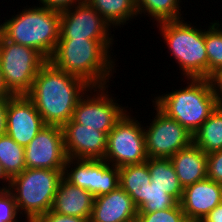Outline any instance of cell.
<instances>
[{
  "instance_id": "603a6c76",
  "label": "cell",
  "mask_w": 222,
  "mask_h": 222,
  "mask_svg": "<svg viewBox=\"0 0 222 222\" xmlns=\"http://www.w3.org/2000/svg\"><path fill=\"white\" fill-rule=\"evenodd\" d=\"M193 143L206 154L222 150V105L193 134Z\"/></svg>"
},
{
  "instance_id": "7a4b0ae2",
  "label": "cell",
  "mask_w": 222,
  "mask_h": 222,
  "mask_svg": "<svg viewBox=\"0 0 222 222\" xmlns=\"http://www.w3.org/2000/svg\"><path fill=\"white\" fill-rule=\"evenodd\" d=\"M113 41L59 38L49 61L65 73L83 79L90 86L110 85L108 82L116 73L117 61L110 53Z\"/></svg>"
},
{
  "instance_id": "f1b7e54d",
  "label": "cell",
  "mask_w": 222,
  "mask_h": 222,
  "mask_svg": "<svg viewBox=\"0 0 222 222\" xmlns=\"http://www.w3.org/2000/svg\"><path fill=\"white\" fill-rule=\"evenodd\" d=\"M18 216L21 217L12 193L8 189L0 190V222H19Z\"/></svg>"
},
{
  "instance_id": "5bb4252c",
  "label": "cell",
  "mask_w": 222,
  "mask_h": 222,
  "mask_svg": "<svg viewBox=\"0 0 222 222\" xmlns=\"http://www.w3.org/2000/svg\"><path fill=\"white\" fill-rule=\"evenodd\" d=\"M45 125L34 103L26 95L8 98L6 134L19 145L26 147Z\"/></svg>"
},
{
  "instance_id": "ffe728a7",
  "label": "cell",
  "mask_w": 222,
  "mask_h": 222,
  "mask_svg": "<svg viewBox=\"0 0 222 222\" xmlns=\"http://www.w3.org/2000/svg\"><path fill=\"white\" fill-rule=\"evenodd\" d=\"M150 183L148 159L140 164L119 168V186L129 194L137 210L146 203V191Z\"/></svg>"
},
{
  "instance_id": "484cf974",
  "label": "cell",
  "mask_w": 222,
  "mask_h": 222,
  "mask_svg": "<svg viewBox=\"0 0 222 222\" xmlns=\"http://www.w3.org/2000/svg\"><path fill=\"white\" fill-rule=\"evenodd\" d=\"M206 29L205 47L208 57L209 78L212 73L222 68V23L220 24L219 20H215Z\"/></svg>"
},
{
  "instance_id": "4dcf8cb0",
  "label": "cell",
  "mask_w": 222,
  "mask_h": 222,
  "mask_svg": "<svg viewBox=\"0 0 222 222\" xmlns=\"http://www.w3.org/2000/svg\"><path fill=\"white\" fill-rule=\"evenodd\" d=\"M89 219L90 218L63 215L49 210L47 213L41 215L35 222H90Z\"/></svg>"
},
{
  "instance_id": "7c38bea8",
  "label": "cell",
  "mask_w": 222,
  "mask_h": 222,
  "mask_svg": "<svg viewBox=\"0 0 222 222\" xmlns=\"http://www.w3.org/2000/svg\"><path fill=\"white\" fill-rule=\"evenodd\" d=\"M60 14V38L114 40L112 26L86 0Z\"/></svg>"
},
{
  "instance_id": "e575fe53",
  "label": "cell",
  "mask_w": 222,
  "mask_h": 222,
  "mask_svg": "<svg viewBox=\"0 0 222 222\" xmlns=\"http://www.w3.org/2000/svg\"><path fill=\"white\" fill-rule=\"evenodd\" d=\"M200 222H222V203L203 217Z\"/></svg>"
},
{
  "instance_id": "2e32d148",
  "label": "cell",
  "mask_w": 222,
  "mask_h": 222,
  "mask_svg": "<svg viewBox=\"0 0 222 222\" xmlns=\"http://www.w3.org/2000/svg\"><path fill=\"white\" fill-rule=\"evenodd\" d=\"M185 218L200 222L210 211L222 203V184L208 178L183 188L179 202Z\"/></svg>"
},
{
  "instance_id": "7402d4cb",
  "label": "cell",
  "mask_w": 222,
  "mask_h": 222,
  "mask_svg": "<svg viewBox=\"0 0 222 222\" xmlns=\"http://www.w3.org/2000/svg\"><path fill=\"white\" fill-rule=\"evenodd\" d=\"M148 170L155 186L164 189L178 202L181 201L183 187L179 183L170 158H148Z\"/></svg>"
},
{
  "instance_id": "5b68a950",
  "label": "cell",
  "mask_w": 222,
  "mask_h": 222,
  "mask_svg": "<svg viewBox=\"0 0 222 222\" xmlns=\"http://www.w3.org/2000/svg\"><path fill=\"white\" fill-rule=\"evenodd\" d=\"M157 28L170 55L185 79H208V57L205 29L192 26L182 19L158 23Z\"/></svg>"
},
{
  "instance_id": "9a60e30c",
  "label": "cell",
  "mask_w": 222,
  "mask_h": 222,
  "mask_svg": "<svg viewBox=\"0 0 222 222\" xmlns=\"http://www.w3.org/2000/svg\"><path fill=\"white\" fill-rule=\"evenodd\" d=\"M67 157L73 159L104 160L107 134L75 123L72 119L62 126Z\"/></svg>"
},
{
  "instance_id": "3957f363",
  "label": "cell",
  "mask_w": 222,
  "mask_h": 222,
  "mask_svg": "<svg viewBox=\"0 0 222 222\" xmlns=\"http://www.w3.org/2000/svg\"><path fill=\"white\" fill-rule=\"evenodd\" d=\"M26 7L0 23V34L10 42L34 48L49 60L60 38V11L40 5Z\"/></svg>"
},
{
  "instance_id": "f35d334b",
  "label": "cell",
  "mask_w": 222,
  "mask_h": 222,
  "mask_svg": "<svg viewBox=\"0 0 222 222\" xmlns=\"http://www.w3.org/2000/svg\"><path fill=\"white\" fill-rule=\"evenodd\" d=\"M183 222H196V221L189 220V219L186 218Z\"/></svg>"
},
{
  "instance_id": "9c48e42d",
  "label": "cell",
  "mask_w": 222,
  "mask_h": 222,
  "mask_svg": "<svg viewBox=\"0 0 222 222\" xmlns=\"http://www.w3.org/2000/svg\"><path fill=\"white\" fill-rule=\"evenodd\" d=\"M108 87L90 86L78 100L72 120L108 135L128 108V105L124 108L117 103L113 94L108 92Z\"/></svg>"
},
{
  "instance_id": "277c9868",
  "label": "cell",
  "mask_w": 222,
  "mask_h": 222,
  "mask_svg": "<svg viewBox=\"0 0 222 222\" xmlns=\"http://www.w3.org/2000/svg\"><path fill=\"white\" fill-rule=\"evenodd\" d=\"M187 81L186 87L181 86L183 89H172L170 93L158 95L152 102L194 134L219 104L209 79L188 78Z\"/></svg>"
},
{
  "instance_id": "74e56055",
  "label": "cell",
  "mask_w": 222,
  "mask_h": 222,
  "mask_svg": "<svg viewBox=\"0 0 222 222\" xmlns=\"http://www.w3.org/2000/svg\"><path fill=\"white\" fill-rule=\"evenodd\" d=\"M123 222H139V220H138L137 217H135V218H131V219L127 220V221H123Z\"/></svg>"
},
{
  "instance_id": "8d00e7d4",
  "label": "cell",
  "mask_w": 222,
  "mask_h": 222,
  "mask_svg": "<svg viewBox=\"0 0 222 222\" xmlns=\"http://www.w3.org/2000/svg\"><path fill=\"white\" fill-rule=\"evenodd\" d=\"M1 181H2V185H3V183H5V184L2 187H0V190H7L9 188V185H10V179L7 177V175L3 171L1 163H0V182Z\"/></svg>"
},
{
  "instance_id": "4316f807",
  "label": "cell",
  "mask_w": 222,
  "mask_h": 222,
  "mask_svg": "<svg viewBox=\"0 0 222 222\" xmlns=\"http://www.w3.org/2000/svg\"><path fill=\"white\" fill-rule=\"evenodd\" d=\"M179 202L169 195L164 189L154 185V182L147 186L146 203L138 210V213H152L175 207Z\"/></svg>"
},
{
  "instance_id": "e0dca14e",
  "label": "cell",
  "mask_w": 222,
  "mask_h": 222,
  "mask_svg": "<svg viewBox=\"0 0 222 222\" xmlns=\"http://www.w3.org/2000/svg\"><path fill=\"white\" fill-rule=\"evenodd\" d=\"M138 210L129 194L120 186L94 198L90 222H123L137 217Z\"/></svg>"
},
{
  "instance_id": "8fae6325",
  "label": "cell",
  "mask_w": 222,
  "mask_h": 222,
  "mask_svg": "<svg viewBox=\"0 0 222 222\" xmlns=\"http://www.w3.org/2000/svg\"><path fill=\"white\" fill-rule=\"evenodd\" d=\"M63 177L90 192L94 197L105 195L119 187V167L105 160L67 158Z\"/></svg>"
},
{
  "instance_id": "30bf717a",
  "label": "cell",
  "mask_w": 222,
  "mask_h": 222,
  "mask_svg": "<svg viewBox=\"0 0 222 222\" xmlns=\"http://www.w3.org/2000/svg\"><path fill=\"white\" fill-rule=\"evenodd\" d=\"M155 116L144 128L148 158H171L193 143V134L173 118L168 117L154 103Z\"/></svg>"
},
{
  "instance_id": "d4e9b609",
  "label": "cell",
  "mask_w": 222,
  "mask_h": 222,
  "mask_svg": "<svg viewBox=\"0 0 222 222\" xmlns=\"http://www.w3.org/2000/svg\"><path fill=\"white\" fill-rule=\"evenodd\" d=\"M24 152L25 147L10 136L7 134L0 136V163L10 180L26 169Z\"/></svg>"
},
{
  "instance_id": "d6986e66",
  "label": "cell",
  "mask_w": 222,
  "mask_h": 222,
  "mask_svg": "<svg viewBox=\"0 0 222 222\" xmlns=\"http://www.w3.org/2000/svg\"><path fill=\"white\" fill-rule=\"evenodd\" d=\"M170 161L183 188L207 178V154L194 143L175 153Z\"/></svg>"
},
{
  "instance_id": "f546056e",
  "label": "cell",
  "mask_w": 222,
  "mask_h": 222,
  "mask_svg": "<svg viewBox=\"0 0 222 222\" xmlns=\"http://www.w3.org/2000/svg\"><path fill=\"white\" fill-rule=\"evenodd\" d=\"M207 178L222 184V150L207 154Z\"/></svg>"
},
{
  "instance_id": "8992f818",
  "label": "cell",
  "mask_w": 222,
  "mask_h": 222,
  "mask_svg": "<svg viewBox=\"0 0 222 222\" xmlns=\"http://www.w3.org/2000/svg\"><path fill=\"white\" fill-rule=\"evenodd\" d=\"M63 170L26 168L10 180L12 193L19 213L27 222H35L52 209ZM24 213V214H23Z\"/></svg>"
},
{
  "instance_id": "836d02e7",
  "label": "cell",
  "mask_w": 222,
  "mask_h": 222,
  "mask_svg": "<svg viewBox=\"0 0 222 222\" xmlns=\"http://www.w3.org/2000/svg\"><path fill=\"white\" fill-rule=\"evenodd\" d=\"M8 98H0V136L6 134V114Z\"/></svg>"
},
{
  "instance_id": "ba28073f",
  "label": "cell",
  "mask_w": 222,
  "mask_h": 222,
  "mask_svg": "<svg viewBox=\"0 0 222 222\" xmlns=\"http://www.w3.org/2000/svg\"><path fill=\"white\" fill-rule=\"evenodd\" d=\"M127 110L107 135L104 160L116 167L140 164L148 159L144 126Z\"/></svg>"
},
{
  "instance_id": "44dd1931",
  "label": "cell",
  "mask_w": 222,
  "mask_h": 222,
  "mask_svg": "<svg viewBox=\"0 0 222 222\" xmlns=\"http://www.w3.org/2000/svg\"><path fill=\"white\" fill-rule=\"evenodd\" d=\"M114 28L137 17L136 0H86Z\"/></svg>"
},
{
  "instance_id": "d6a6232c",
  "label": "cell",
  "mask_w": 222,
  "mask_h": 222,
  "mask_svg": "<svg viewBox=\"0 0 222 222\" xmlns=\"http://www.w3.org/2000/svg\"><path fill=\"white\" fill-rule=\"evenodd\" d=\"M209 81L219 105L222 104V68L218 69L209 76Z\"/></svg>"
},
{
  "instance_id": "1f68e13d",
  "label": "cell",
  "mask_w": 222,
  "mask_h": 222,
  "mask_svg": "<svg viewBox=\"0 0 222 222\" xmlns=\"http://www.w3.org/2000/svg\"><path fill=\"white\" fill-rule=\"evenodd\" d=\"M40 6L54 9L57 11H63L83 2L84 0H37Z\"/></svg>"
},
{
  "instance_id": "83f0119b",
  "label": "cell",
  "mask_w": 222,
  "mask_h": 222,
  "mask_svg": "<svg viewBox=\"0 0 222 222\" xmlns=\"http://www.w3.org/2000/svg\"><path fill=\"white\" fill-rule=\"evenodd\" d=\"M137 218L139 222H183L186 219L180 203L152 213H137Z\"/></svg>"
},
{
  "instance_id": "d590c367",
  "label": "cell",
  "mask_w": 222,
  "mask_h": 222,
  "mask_svg": "<svg viewBox=\"0 0 222 222\" xmlns=\"http://www.w3.org/2000/svg\"><path fill=\"white\" fill-rule=\"evenodd\" d=\"M12 96L13 94L8 90V88L5 85L3 74L0 68V98H10Z\"/></svg>"
},
{
  "instance_id": "ac0fdd59",
  "label": "cell",
  "mask_w": 222,
  "mask_h": 222,
  "mask_svg": "<svg viewBox=\"0 0 222 222\" xmlns=\"http://www.w3.org/2000/svg\"><path fill=\"white\" fill-rule=\"evenodd\" d=\"M94 198L87 190L77 187L62 177L51 210L63 215L90 218Z\"/></svg>"
},
{
  "instance_id": "6da1fadb",
  "label": "cell",
  "mask_w": 222,
  "mask_h": 222,
  "mask_svg": "<svg viewBox=\"0 0 222 222\" xmlns=\"http://www.w3.org/2000/svg\"><path fill=\"white\" fill-rule=\"evenodd\" d=\"M89 88L83 79L65 73L48 60L38 71L26 96L46 125L62 127L72 119L78 100Z\"/></svg>"
},
{
  "instance_id": "cb8c5ba5",
  "label": "cell",
  "mask_w": 222,
  "mask_h": 222,
  "mask_svg": "<svg viewBox=\"0 0 222 222\" xmlns=\"http://www.w3.org/2000/svg\"><path fill=\"white\" fill-rule=\"evenodd\" d=\"M181 0H136L137 15H147L161 23L165 21L182 19ZM147 13V14H146Z\"/></svg>"
},
{
  "instance_id": "4fadbf2b",
  "label": "cell",
  "mask_w": 222,
  "mask_h": 222,
  "mask_svg": "<svg viewBox=\"0 0 222 222\" xmlns=\"http://www.w3.org/2000/svg\"><path fill=\"white\" fill-rule=\"evenodd\" d=\"M26 168L64 170L67 161L61 126L45 125L25 147Z\"/></svg>"
},
{
  "instance_id": "52a82bcc",
  "label": "cell",
  "mask_w": 222,
  "mask_h": 222,
  "mask_svg": "<svg viewBox=\"0 0 222 222\" xmlns=\"http://www.w3.org/2000/svg\"><path fill=\"white\" fill-rule=\"evenodd\" d=\"M47 61L34 48L10 42L0 34V68L5 85L13 95H26Z\"/></svg>"
}]
</instances>
